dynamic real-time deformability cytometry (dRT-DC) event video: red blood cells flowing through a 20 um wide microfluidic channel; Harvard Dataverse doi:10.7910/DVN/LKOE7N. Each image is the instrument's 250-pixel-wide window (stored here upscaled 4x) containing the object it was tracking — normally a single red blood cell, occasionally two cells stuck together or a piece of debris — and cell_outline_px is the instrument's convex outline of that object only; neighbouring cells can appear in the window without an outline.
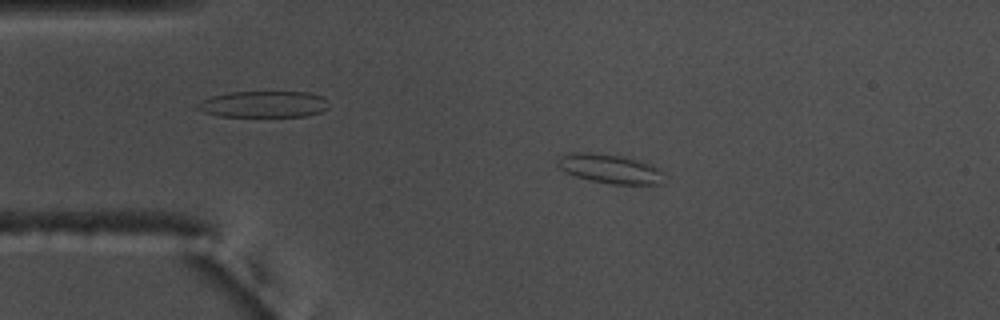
{"species": "common noctule bat (a hibernating species)", "species_latin": "Nyctalus noctula", "temperature_condition": "warm", "stored_images_in_passage": 48, "camera_frame_rate_fps": 3000, "um_per_image_px": 0.085, "animal": {"sex": "male", "body_mass_g": 17.5, "forearm_length_mm": 52.3}, "frame": {"image": 1, "passage_image": 4, "time_ms": 1.0, "image_size_px": [1000, 320], "cell_outline_px": [[660, 184], [612, 184], [592, 180], [576, 176], [564, 172], [556, 164], [556, 160], [560, 156], [568, 152], [596, 152], [624, 156], [652, 164], [660, 168]], "centroid_in_image_um": [51.76, 14.31], "position_along_channel_um": 33.2, "area_um2": 18.15}}
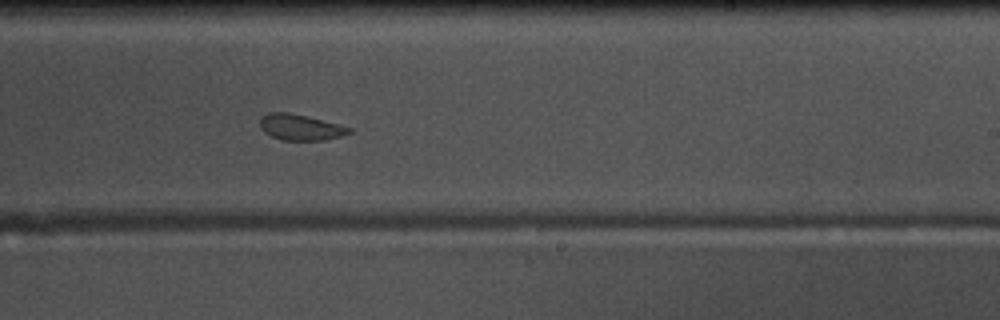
{"frame": {"image": 2, "passage_image": 26, "time_ms": 8.333, "image_size_px": [1000, 320], "cell_outline_px": [[352, 132], [340, 136], [324, 140], [284, 140], [272, 136], [264, 132], [260, 128], [260, 120], [268, 112], [288, 112], [352, 128]], "centroid_in_image_um": [25.51, 10.82], "position_along_channel_um": 263.5, "area_um2": 13.12}}
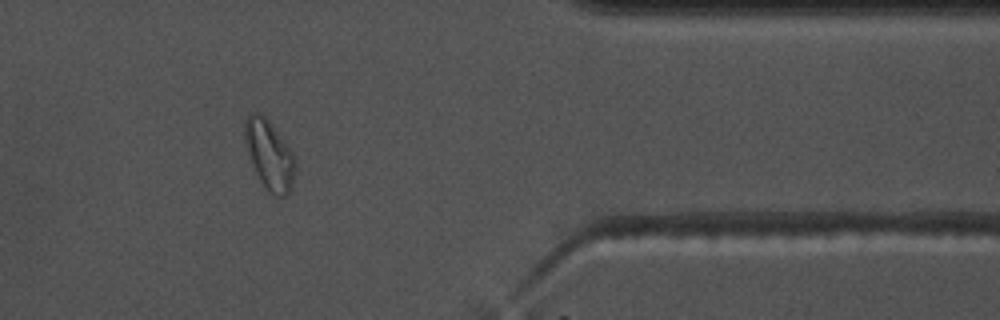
{"frame": {"image": 3, "passage_image": 38, "time_ms": 12.333, "image_size_px": [1000, 320], "cell_outline_px": [[296, 168], [292, 184], [288, 192], [284, 196], [276, 196], [268, 192], [260, 180], [252, 164], [244, 136], [244, 124], [248, 116], [252, 112], [256, 112], [264, 116], [268, 120], [292, 152], [296, 160]], "centroid_in_image_um": [22.9, 13.18], "position_along_channel_um": 388.5, "area_um2": 19.94}, "authors_computed_cell_mechanics": {"area_um2": 15.0858, "velocity_mm_per_s": 3.6875, "shape_relaxation_time_tau1_ms": null, "shape_relaxation_time_tau2_ms": 1.9272, "deformation_change_tau1": null, "deformation_change_tau2": 0.0699}}